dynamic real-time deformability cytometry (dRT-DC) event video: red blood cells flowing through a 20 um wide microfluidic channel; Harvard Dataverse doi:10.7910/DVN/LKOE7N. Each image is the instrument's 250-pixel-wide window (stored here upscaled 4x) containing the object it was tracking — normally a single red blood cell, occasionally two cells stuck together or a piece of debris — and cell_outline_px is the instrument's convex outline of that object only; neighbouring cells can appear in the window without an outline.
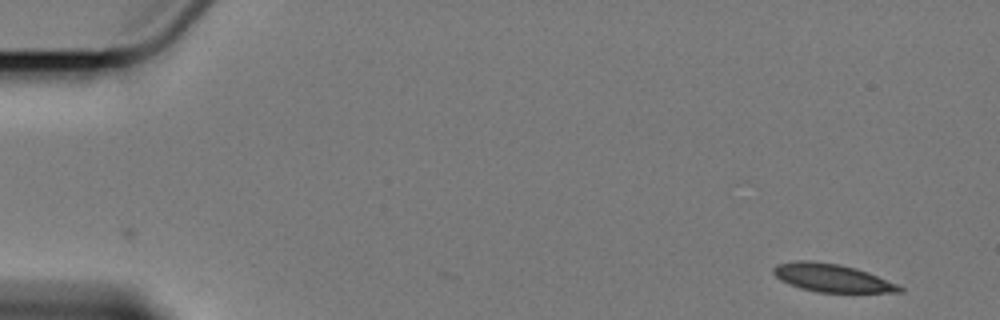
{"species": "Egyptian fruit bat (a non-hibernating species)", "species_latin": "Rousettus aegyptiacus", "temperature_condition": "cold", "stored_images_in_passage": 5, "camera_frame_rate_fps": 3000, "um_per_image_px": 0.085, "animal": {"sex": "female"}, "frame": {"image": 1, "passage_image": 1, "time_ms": 0.0, "image_size_px": [1000, 320], "cell_outline_px": [[904, 292], [816, 292], [800, 288], [788, 284], [780, 280], [772, 272], [772, 268], [776, 264], [792, 260], [812, 260], [840, 264], [856, 268], [868, 272], [896, 284], [904, 288]], "centroid_in_image_um": [70.65, 23.6], "position_along_channel_um": 14.3, "area_um2": 20.75}}